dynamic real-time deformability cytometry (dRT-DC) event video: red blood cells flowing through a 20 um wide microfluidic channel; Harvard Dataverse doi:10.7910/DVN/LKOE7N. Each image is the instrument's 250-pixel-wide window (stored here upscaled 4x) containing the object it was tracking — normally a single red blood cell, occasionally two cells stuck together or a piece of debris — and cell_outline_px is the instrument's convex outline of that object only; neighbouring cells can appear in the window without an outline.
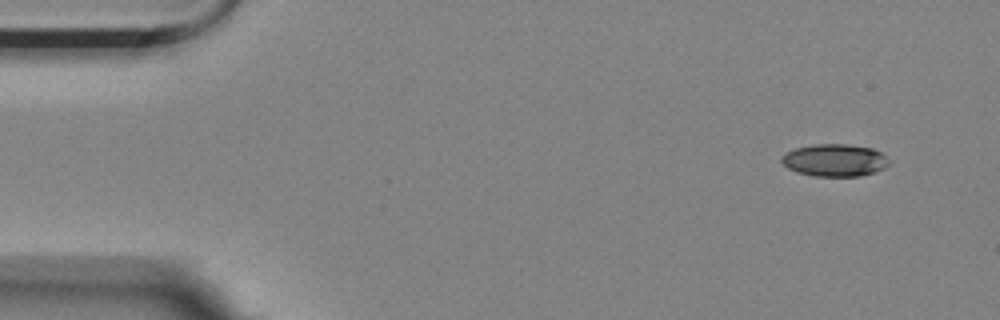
{"species": "Egyptian fruit bat (a non-hibernating species)", "species_latin": "Rousettus aegyptiacus", "temperature_condition": "room temperature", "stored_images_in_passage": 9, "camera_frame_rate_fps": 3000, "um_per_image_px": 0.085, "animal": {"sex": "female"}, "frame": {"image": 1, "passage_image": 1, "time_ms": 0.0, "image_size_px": [1000, 320], "cell_outline_px": [[892, 160], [884, 168], [860, 176], [812, 176], [796, 172], [788, 168], [780, 160], [788, 152], [796, 148], [816, 144], [844, 144], [872, 148], [880, 152]], "centroid_in_image_um": [70.97, 13.62], "position_along_channel_um": 14.0, "area_um2": 20.11}}
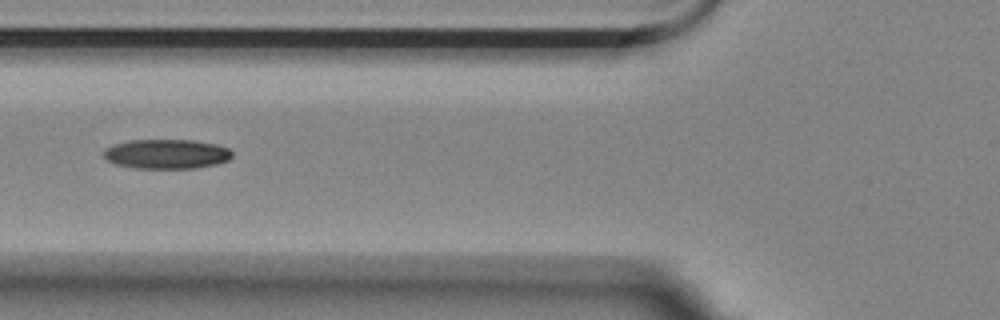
{"frame": {"image": 2, "passage_image": 6, "time_ms": 1.667, "image_size_px": [1000, 320], "cell_outline_px": [[232, 156], [228, 160], [216, 164], [196, 168], [136, 168], [116, 164], [108, 160], [104, 156], [104, 148], [112, 144], [128, 140], [192, 140], [216, 144], [228, 148], [232, 152]], "centroid_in_image_um": [14.14, 13.08], "position_along_channel_um": 111.7, "area_um2": 22.14}}
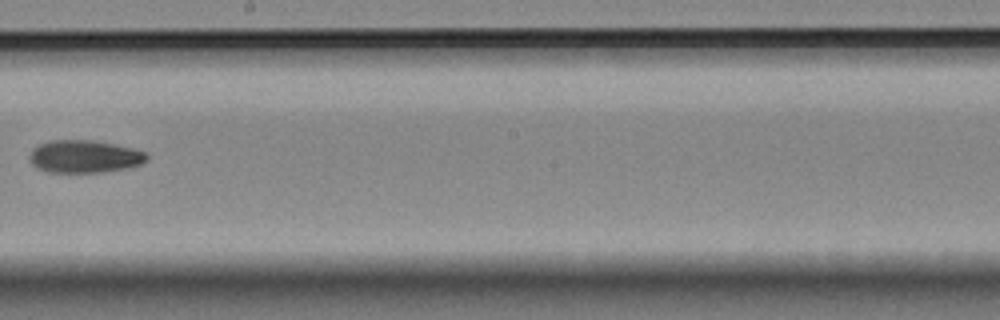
{"frame": {"image": 3, "passage_image": 9, "time_ms": 2.667, "image_size_px": [1000, 320], "cell_outline_px": [[148, 160], [140, 164], [128, 168], [100, 172], [48, 172], [36, 168], [32, 164], [32, 148], [40, 144], [52, 140], [92, 140], [132, 148], [148, 152]], "centroid_in_image_um": [7.22, 13.3], "position_along_channel_um": 241.0, "area_um2": 22.14}}